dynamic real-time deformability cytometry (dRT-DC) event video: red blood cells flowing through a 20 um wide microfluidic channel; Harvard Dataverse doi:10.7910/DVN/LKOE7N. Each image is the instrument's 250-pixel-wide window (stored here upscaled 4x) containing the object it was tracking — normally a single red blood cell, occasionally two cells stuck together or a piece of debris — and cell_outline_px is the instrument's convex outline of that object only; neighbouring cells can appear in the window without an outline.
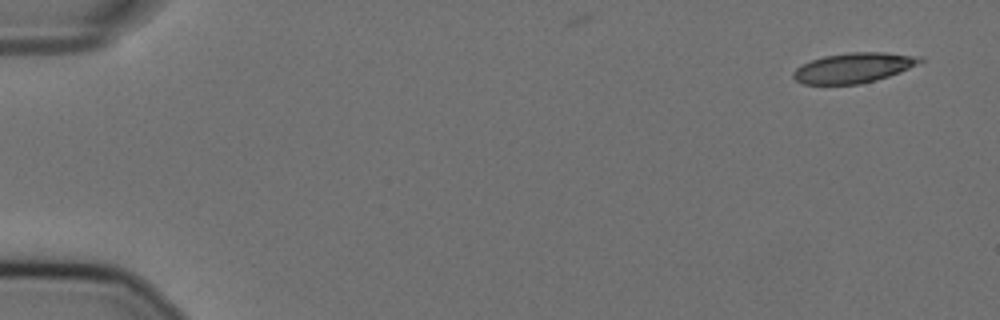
{"species": "Egyptian fruit bat (a non-hibernating species)", "species_latin": "Rousettus aegyptiacus", "temperature_condition": "cold", "stored_images_in_passage": 8, "camera_frame_rate_fps": 3000, "um_per_image_px": 0.085, "animal": {"sex": "female"}, "frame": {"image": 1, "passage_image": 1, "time_ms": 0.0, "image_size_px": [1000, 320], "cell_outline_px": [[924, 60], [900, 72], [876, 80], [860, 84], [804, 84], [796, 80], [792, 76], [792, 72], [796, 68], [812, 60], [824, 56], [852, 52], [884, 52], [924, 56]], "centroid_in_image_um": [72.58, 5.76], "position_along_channel_um": 12.4, "area_um2": 22.08}}